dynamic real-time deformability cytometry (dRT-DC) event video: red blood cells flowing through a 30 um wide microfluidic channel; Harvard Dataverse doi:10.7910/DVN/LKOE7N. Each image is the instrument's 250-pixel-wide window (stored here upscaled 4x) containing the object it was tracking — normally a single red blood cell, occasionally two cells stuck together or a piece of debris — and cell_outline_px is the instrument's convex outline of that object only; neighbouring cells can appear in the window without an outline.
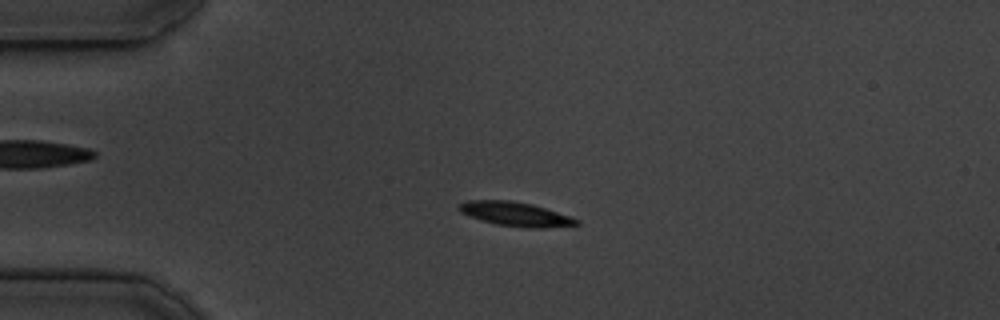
{"species": "common noctule bat (a hibernating species)", "species_latin": "Nyctalus noctula", "temperature_condition": "cold", "stored_images_in_passage": 50, "camera_frame_rate_fps": 3000, "um_per_image_px": 0.085, "animal": {"sex": "male", "body_mass_g": 19.5, "forearm_length_mm": 54.6}, "frame": {"image": 1, "passage_image": 9, "time_ms": 2.667, "image_size_px": [1000, 320], "cell_outline_px": [[580, 224], [544, 228], [528, 228], [496, 224], [480, 220], [460, 212], [456, 208], [460, 204], [468, 200], [512, 200], [532, 204], [580, 220]], "centroid_in_image_um": [43.78, 18.19], "position_along_channel_um": 41.2, "area_um2": 16.42}}
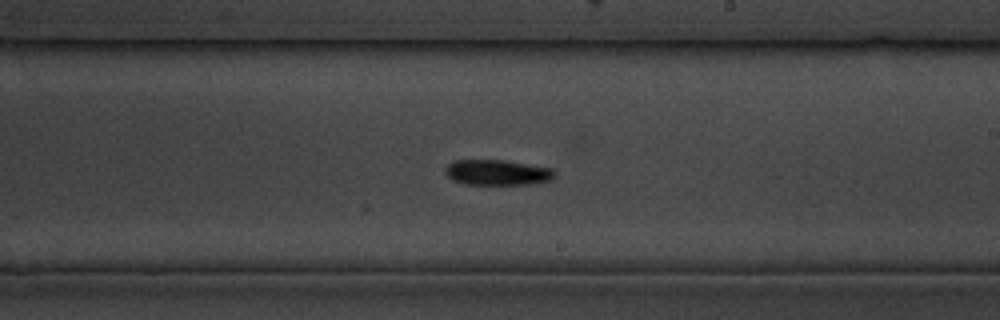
{"frame": {"image": 2, "passage_image": 28, "time_ms": 9.0, "image_size_px": [1000, 320], "cell_outline_px": [[556, 176], [548, 180], [528, 184], [464, 184], [452, 180], [444, 172], [444, 168], [448, 164], [456, 160], [504, 160], [552, 168], [556, 172]], "centroid_in_image_um": [42.24, 14.65], "position_along_channel_um": 246.8, "area_um2": 16.18}}
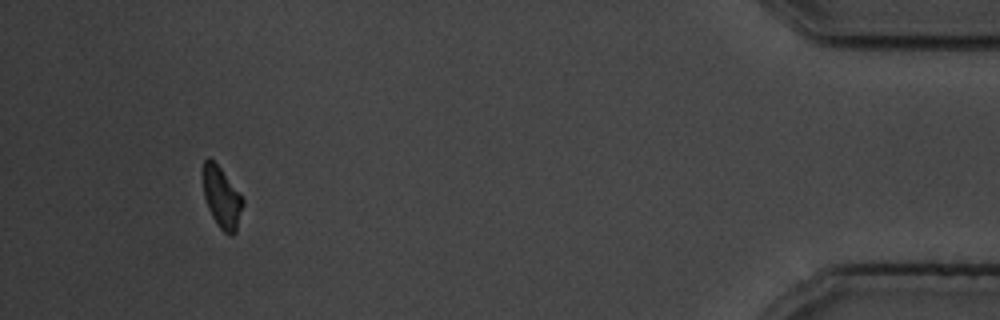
{"frame": {"image": 3, "passage_image": 47, "time_ms": 15.333, "image_size_px": [1000, 320], "cell_outline_px": [[244, 204], [236, 232], [232, 236], [228, 236], [220, 228], [212, 216], [208, 208], [204, 196], [204, 160], [208, 156], [220, 168], [240, 192], [244, 200]], "centroid_in_image_um": [18.88, 16.83], "position_along_channel_um": 416.3, "area_um2": 14.1}, "authors_computed_cell_mechanics": {"area_um2": 15.9817, "velocity_mm_per_s": 3.6847, "shape_relaxation_time_tau1_ms": 2.1847, "shape_relaxation_time_tau2_ms": null, "deformation_change_tau1": 0.1292, "deformation_change_tau2": null}}